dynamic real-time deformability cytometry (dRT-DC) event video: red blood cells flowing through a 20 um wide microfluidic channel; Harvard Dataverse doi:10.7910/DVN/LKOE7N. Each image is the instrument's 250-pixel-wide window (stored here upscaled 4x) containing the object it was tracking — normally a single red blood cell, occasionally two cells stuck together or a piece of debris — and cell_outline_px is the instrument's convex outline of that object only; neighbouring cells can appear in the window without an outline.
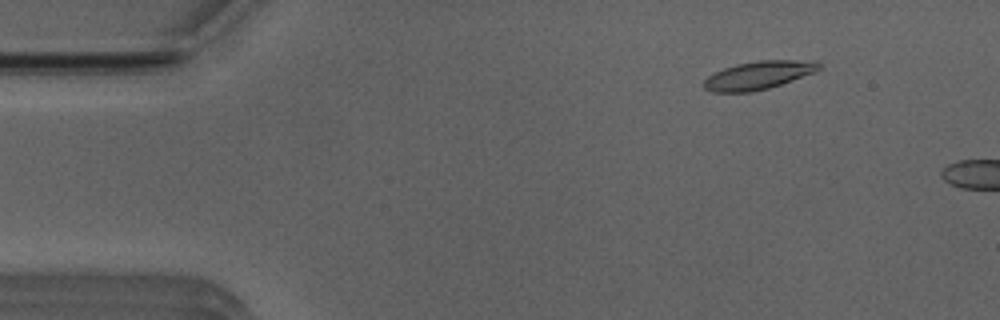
{"species": "Egyptian fruit bat (a non-hibernating species)", "species_latin": "Rousettus aegyptiacus", "temperature_condition": "room temperature", "stored_images_in_passage": 10, "camera_frame_rate_fps": 3000, "um_per_image_px": 0.085, "animal": {"sex": "male"}, "frame": {"image": 1, "passage_image": 7, "time_ms": 2.0, "image_size_px": [1000, 320], "cell_outline_px": [[820, 68], [816, 72], [768, 88], [752, 92], [712, 92], [704, 88], [704, 80], [708, 76], [724, 68], [736, 64], [760, 60], [820, 60]], "centroid_in_image_um": [64.5, 6.38], "position_along_channel_um": 20.5, "area_um2": 18.9}}